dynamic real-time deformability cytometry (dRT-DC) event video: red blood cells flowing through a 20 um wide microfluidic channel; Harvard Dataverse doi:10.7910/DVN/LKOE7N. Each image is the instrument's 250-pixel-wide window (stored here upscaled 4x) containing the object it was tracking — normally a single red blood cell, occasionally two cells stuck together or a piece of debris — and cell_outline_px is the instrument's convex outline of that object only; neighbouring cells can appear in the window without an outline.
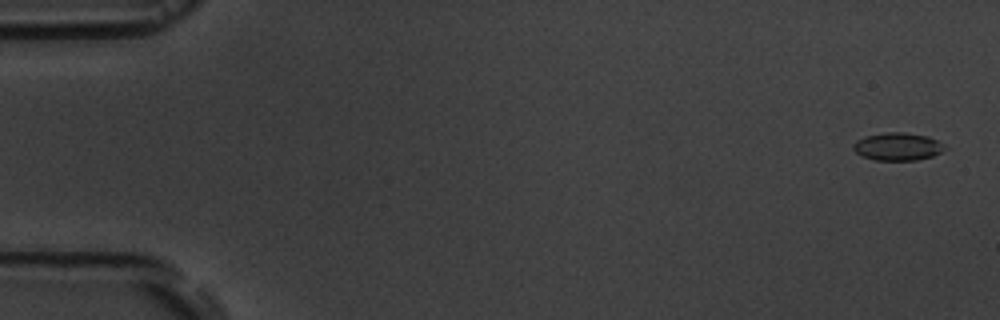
{"species": "common noctule bat (a hibernating species)", "species_latin": "Nyctalus noctula", "temperature_condition": "room temperature", "stored_images_in_passage": 10, "camera_frame_rate_fps": 3000, "um_per_image_px": 0.085, "animal": {"sex": "male", "body_mass_g": 19.5, "forearm_length_mm": 54.6}, "frame": {"image": 1, "passage_image": 1, "time_ms": 0.0, "image_size_px": [1000, 320], "cell_outline_px": [[948, 148], [932, 156], [916, 160], [876, 160], [864, 156], [856, 152], [852, 148], [852, 144], [856, 140], [864, 136], [884, 132], [904, 132], [928, 136], [944, 144]], "centroid_in_image_um": [76.3, 12.44], "position_along_channel_um": 8.7, "area_um2": 14.85}}
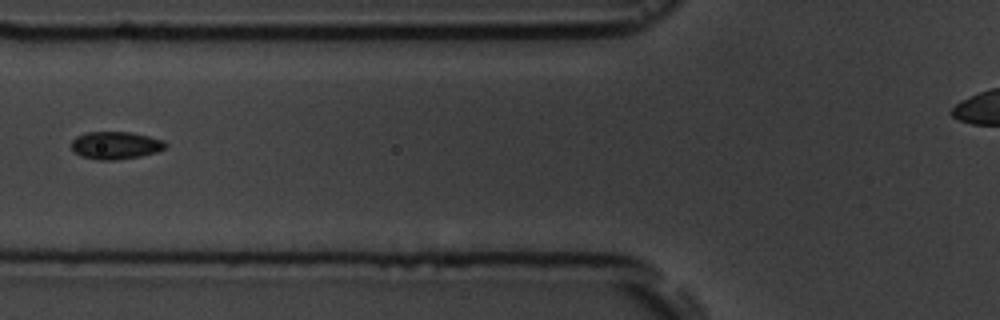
{"frame": {"image": 2, "passage_image": 7, "time_ms": 6.667, "image_size_px": [1000, 320], "cell_outline_px": [[168, 144], [164, 148], [156, 152], [140, 156], [116, 160], [100, 160], [80, 156], [72, 152], [72, 140], [76, 136], [84, 132], [132, 132], [164, 140]], "centroid_in_image_um": [9.8, 12.35], "position_along_channel_um": 116.0, "area_um2": 15.26}}
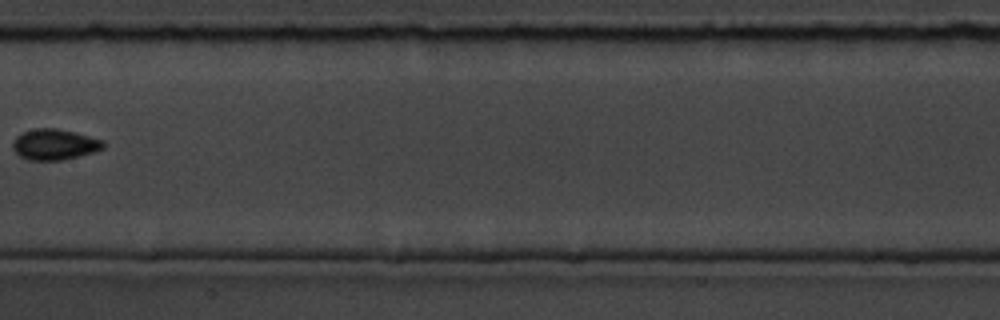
{"frame": {"image": 3, "passage_image": 9, "time_ms": 9.0, "image_size_px": [1000, 320], "cell_outline_px": [[104, 148], [96, 152], [60, 160], [28, 160], [20, 156], [12, 148], [12, 144], [16, 136], [24, 132], [36, 128], [56, 128], [104, 140]], "centroid_in_image_um": [4.63, 12.28], "position_along_channel_um": 202.8, "area_um2": 16.13}}